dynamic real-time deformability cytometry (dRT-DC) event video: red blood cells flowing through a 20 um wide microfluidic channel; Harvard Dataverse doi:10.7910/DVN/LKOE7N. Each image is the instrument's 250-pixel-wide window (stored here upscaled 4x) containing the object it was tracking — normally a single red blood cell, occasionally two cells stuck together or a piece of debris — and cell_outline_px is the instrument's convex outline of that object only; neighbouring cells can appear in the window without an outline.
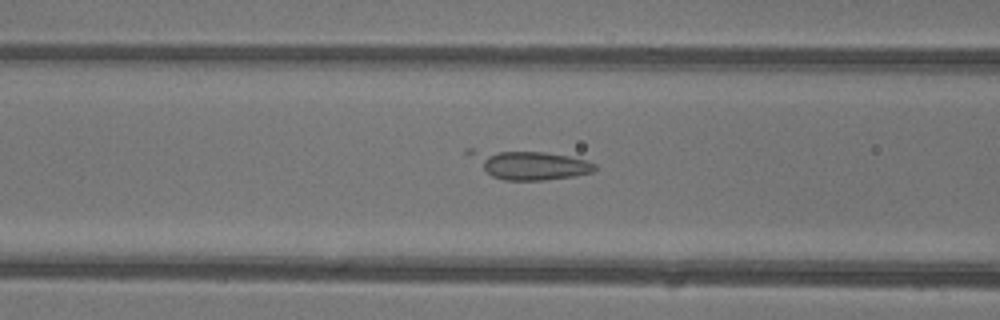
{"species": "common noctule bat (a hibernating species)", "species_latin": "Nyctalus noctula", "temperature_condition": "warm", "stored_images_in_passage": 37, "camera_frame_rate_fps": 3000, "um_per_image_px": 0.085, "animal": {"sex": "female"}, "frame": {"image": 1, "passage_image": 13, "time_ms": 4.0, "image_size_px": [1000, 320], "cell_outline_px": [[596, 168], [592, 172], [576, 176], [544, 180], [504, 180], [492, 176], [464, 152], [464, 148], [472, 148], [544, 152], [568, 156], [588, 160], [596, 164]], "centroid_in_image_um": [44.95, 13.98], "position_along_channel_um": 121.7, "area_um2": 21.33}}
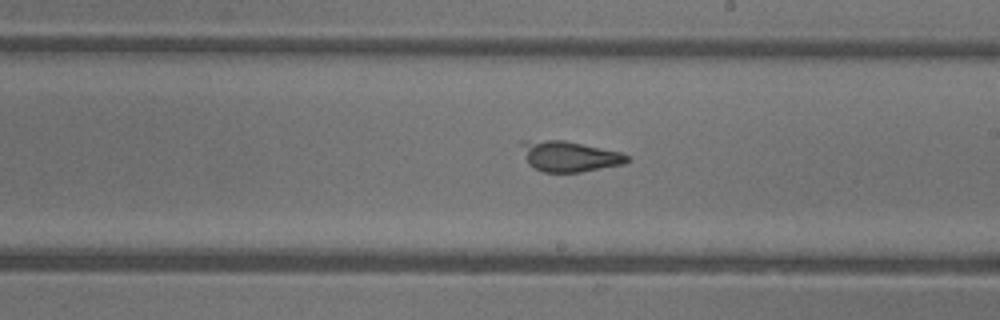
{"frame": {"image": 2, "passage_image": 21, "time_ms": 6.667, "image_size_px": [1000, 320], "cell_outline_px": [[628, 160], [624, 164], [580, 172], [544, 172], [528, 164], [520, 144], [524, 140], [564, 140], [620, 152], [628, 156]], "centroid_in_image_um": [48.37, 13.28], "position_along_channel_um": 240.6, "area_um2": 18.61}}
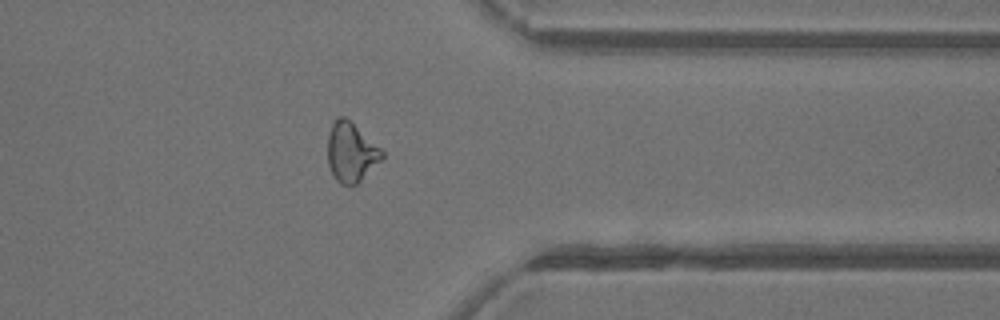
{"frame": {"image": 3, "passage_image": 31, "time_ms": 10.0, "image_size_px": [1000, 320], "cell_outline_px": [[384, 156], [356, 184], [340, 184], [336, 180], [328, 164], [328, 136], [332, 120], [336, 116], [344, 116], [380, 148], [384, 152]], "centroid_in_image_um": [29.8, 12.91], "position_along_channel_um": 381.6, "area_um2": 18.38}}